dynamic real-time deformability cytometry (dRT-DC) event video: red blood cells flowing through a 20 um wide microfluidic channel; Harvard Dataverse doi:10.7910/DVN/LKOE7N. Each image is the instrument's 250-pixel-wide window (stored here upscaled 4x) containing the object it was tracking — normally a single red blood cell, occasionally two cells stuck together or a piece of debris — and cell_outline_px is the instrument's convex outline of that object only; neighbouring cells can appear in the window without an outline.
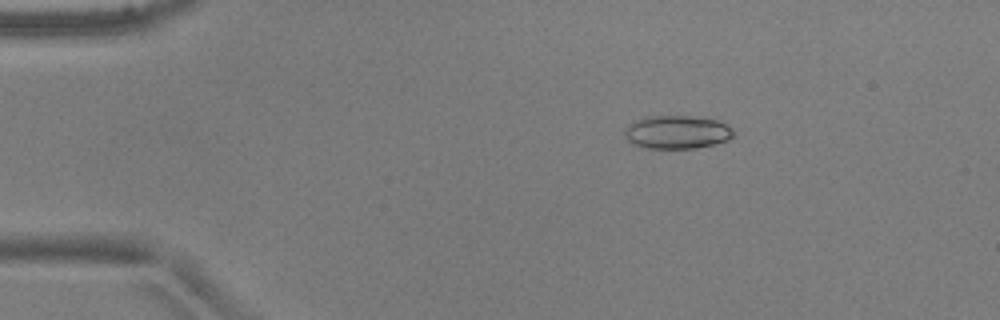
{"species": "common noctule bat (a hibernating species)", "species_latin": "Nyctalus noctula", "temperature_condition": "warm", "stored_images_in_passage": 11, "camera_frame_rate_fps": 3000, "um_per_image_px": 0.085, "animal": {"sex": "male", "body_mass_g": 17.9, "forearm_length_mm": 54.2}, "frame": {"image": 1, "passage_image": 9, "time_ms": 2.667, "image_size_px": [1000, 320], "cell_outline_px": [[736, 136], [728, 140], [696, 148], [644, 148], [632, 144], [628, 140], [624, 132], [624, 128], [628, 124], [644, 116], [704, 116], [716, 120], [732, 128], [736, 132]], "centroid_in_image_um": [57.56, 11.22], "position_along_channel_um": 27.4, "area_um2": 21.44}}